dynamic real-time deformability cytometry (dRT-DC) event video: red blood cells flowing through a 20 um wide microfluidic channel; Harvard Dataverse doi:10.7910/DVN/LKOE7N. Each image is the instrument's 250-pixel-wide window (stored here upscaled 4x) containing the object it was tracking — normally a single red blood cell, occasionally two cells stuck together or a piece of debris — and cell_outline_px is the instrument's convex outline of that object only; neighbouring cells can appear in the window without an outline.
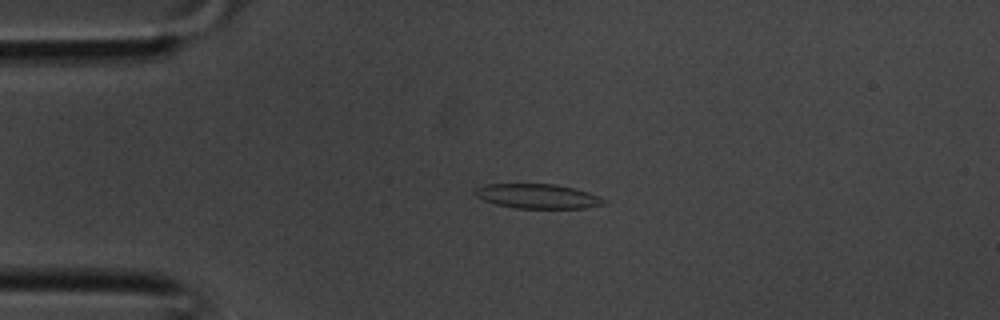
{"species": "common noctule bat (a hibernating species)", "species_latin": "Nyctalus noctula", "temperature_condition": "room temperature", "stored_images_in_passage": 36, "camera_frame_rate_fps": 3000, "um_per_image_px": 0.085, "animal": {"sex": "male", "body_mass_g": 20.1, "forearm_length_mm": 53.5}, "frame": {"image": 1, "passage_image": 8, "time_ms": 2.333, "image_size_px": [1000, 320], "cell_outline_px": [[608, 200], [604, 204], [584, 208], [516, 208], [496, 204], [484, 200], [476, 196], [472, 192], [476, 188], [484, 184], [556, 184], [576, 188], [600, 196]], "centroid_in_image_um": [45.71, 16.67], "position_along_channel_um": 39.3, "area_um2": 18.55}}
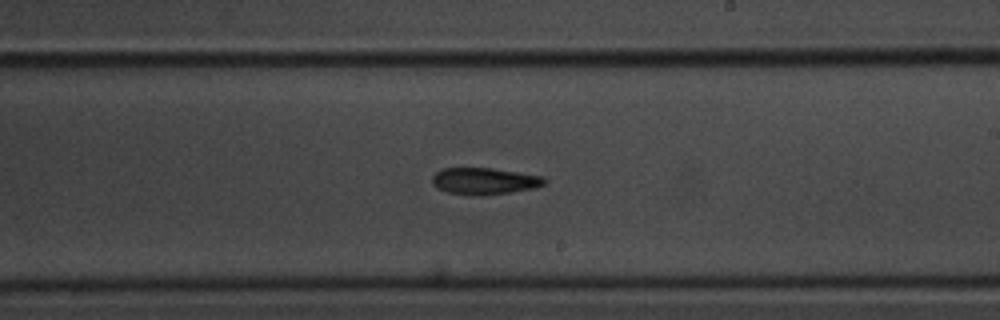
{"frame": {"image": 2, "passage_image": 21, "time_ms": 6.667, "image_size_px": [1000, 320], "cell_outline_px": [[548, 180], [544, 184], [536, 188], [480, 196], [472, 196], [448, 192], [436, 188], [432, 184], [432, 176], [440, 168], [492, 168], [544, 176]], "centroid_in_image_um": [41.16, 15.39], "position_along_channel_um": 247.8, "area_um2": 17.69}}
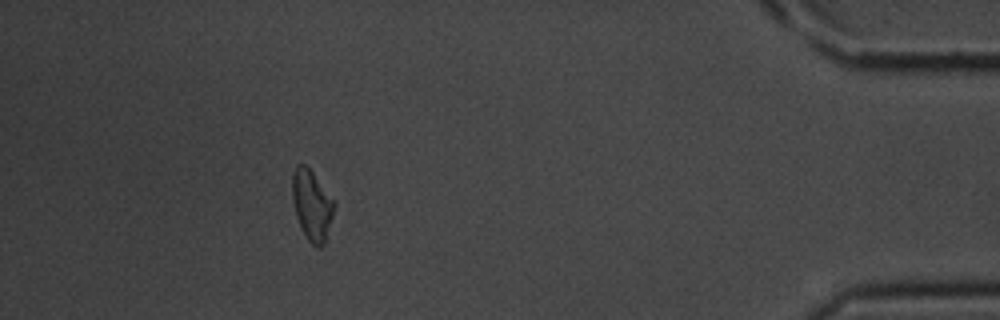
{"frame": {"image": 3, "passage_image": 33, "time_ms": 10.667, "image_size_px": [1000, 320], "cell_outline_px": [[336, 204], [324, 244], [320, 248], [316, 248], [308, 240], [296, 216], [292, 200], [292, 176], [296, 164], [304, 164], [312, 172], [336, 200]], "centroid_in_image_um": [26.52, 17.42], "position_along_channel_um": 408.7, "area_um2": 17.22}}